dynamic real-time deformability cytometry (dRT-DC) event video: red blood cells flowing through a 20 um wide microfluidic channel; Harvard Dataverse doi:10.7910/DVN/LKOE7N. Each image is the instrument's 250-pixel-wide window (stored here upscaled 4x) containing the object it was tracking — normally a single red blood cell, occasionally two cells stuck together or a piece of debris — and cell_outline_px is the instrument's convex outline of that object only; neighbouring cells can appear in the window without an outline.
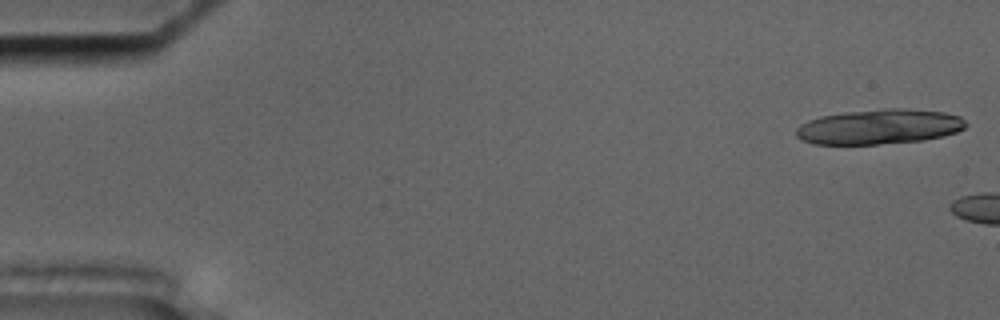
{"species": "common noctule bat (a hibernating species)", "species_latin": "Nyctalus noctula", "temperature_condition": "cold", "stored_images_in_passage": 5, "camera_frame_rate_fps": 3000, "um_per_image_px": 0.085, "animal": {"sex": "male", "body_mass_g": 17.5, "forearm_length_mm": 52.3}, "frame": {"image": 1, "passage_image": 1, "time_ms": 0.0, "image_size_px": [1000, 320], "cell_outline_px": [[968, 124], [964, 128], [956, 132], [944, 136], [924, 140], [876, 144], [812, 144], [800, 140], [796, 136], [796, 128], [800, 124], [808, 120], [820, 116], [844, 112], [884, 108], [904, 108], [944, 112], [960, 116]], "centroid_in_image_um": [74.72, 10.77], "position_along_channel_um": 10.3, "area_um2": 34.85}}